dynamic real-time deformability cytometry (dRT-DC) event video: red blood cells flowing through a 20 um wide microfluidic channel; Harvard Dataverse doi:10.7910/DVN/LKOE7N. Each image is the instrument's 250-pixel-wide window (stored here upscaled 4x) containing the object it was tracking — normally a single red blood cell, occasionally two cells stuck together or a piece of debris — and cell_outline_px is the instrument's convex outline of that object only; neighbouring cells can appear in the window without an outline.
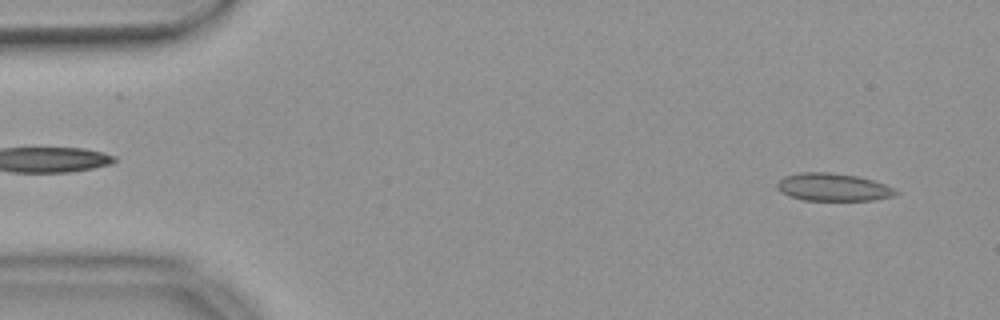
{"species": "common noctule bat (a hibernating species)", "species_latin": "Nyctalus noctula", "temperature_condition": "warm", "stored_images_in_passage": 54, "camera_frame_rate_fps": 3000, "um_per_image_px": 0.085, "animal": {"sex": "female", "body_mass_g": 18.4}, "frame": {"image": 1, "passage_image": 3, "time_ms": 0.667, "image_size_px": [1000, 320], "cell_outline_px": [[900, 192], [892, 196], [872, 200], [804, 200], [788, 196], [780, 192], [776, 188], [776, 184], [784, 176], [800, 172], [828, 172], [856, 176], [872, 180], [896, 188]], "centroid_in_image_um": [70.78, 15.91], "position_along_channel_um": 14.2, "area_um2": 19.19}}
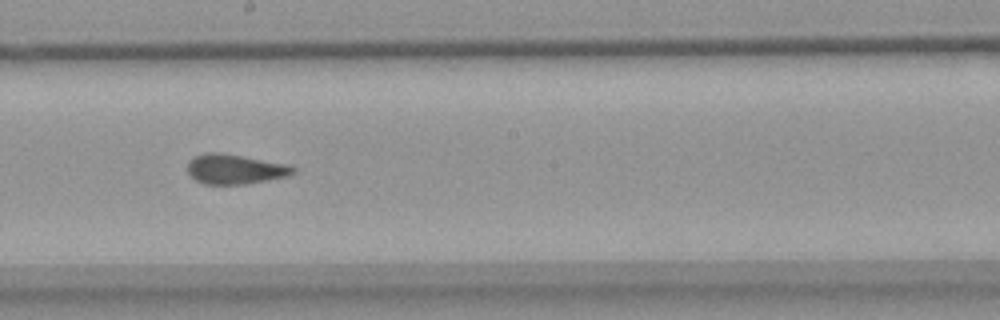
{"frame": {"image": 2, "passage_image": 29, "time_ms": 9.333, "image_size_px": [1000, 320], "cell_outline_px": [[296, 172], [288, 176], [244, 184], [204, 184], [196, 180], [188, 172], [188, 160], [196, 156], [208, 152], [220, 152], [288, 164], [296, 168]], "centroid_in_image_um": [19.99, 14.37], "position_along_channel_um": 228.2, "area_um2": 18.26}}
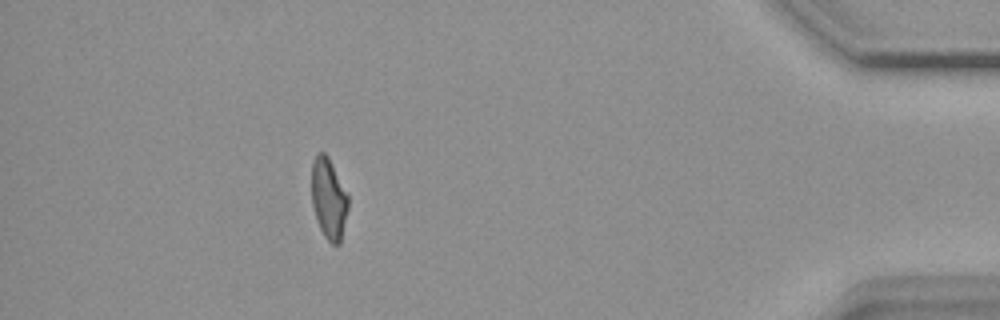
{"frame": {"image": 3, "passage_image": 48, "time_ms": 15.667, "image_size_px": [1000, 320], "cell_outline_px": [[348, 208], [340, 244], [332, 244], [324, 236], [316, 220], [312, 204], [312, 160], [316, 152], [324, 152], [328, 156], [348, 196]], "centroid_in_image_um": [27.92, 16.87], "position_along_channel_um": 407.3, "area_um2": 17.17}, "authors_computed_cell_mechanics": {"area_um2": 18.4382, "velocity_mm_per_s": 3.6747, "shape_relaxation_time_tau1_ms": null, "shape_relaxation_time_tau2_ms": 0.9067, "deformation_change_tau1": null, "deformation_change_tau2": 0.0533}}